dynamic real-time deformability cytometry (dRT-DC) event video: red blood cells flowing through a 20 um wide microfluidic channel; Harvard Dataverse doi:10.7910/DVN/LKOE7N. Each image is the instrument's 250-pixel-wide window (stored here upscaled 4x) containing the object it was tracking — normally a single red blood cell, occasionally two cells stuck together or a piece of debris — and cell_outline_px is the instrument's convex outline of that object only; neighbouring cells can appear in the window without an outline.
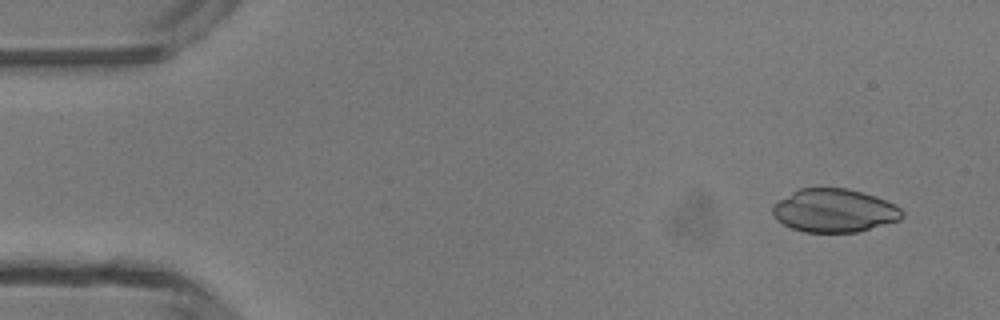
{"species": "common noctule bat (a hibernating species)", "species_latin": "Nyctalus noctula", "temperature_condition": "room temperature", "stored_images_in_passage": 6, "camera_frame_rate_fps": 3000, "um_per_image_px": 0.085, "animal": {"sex": "male", "body_mass_g": 13.3}, "frame": {"image": 1, "passage_image": 2, "time_ms": 1.0, "image_size_px": [1000, 320], "cell_outline_px": [[904, 216], [900, 220], [856, 232], [804, 232], [792, 228], [776, 220], [772, 216], [772, 204], [792, 192], [800, 188], [848, 188], [876, 196], [896, 204], [904, 212]], "centroid_in_image_um": [70.91, 17.89], "position_along_channel_um": 14.1, "area_um2": 32.89}}